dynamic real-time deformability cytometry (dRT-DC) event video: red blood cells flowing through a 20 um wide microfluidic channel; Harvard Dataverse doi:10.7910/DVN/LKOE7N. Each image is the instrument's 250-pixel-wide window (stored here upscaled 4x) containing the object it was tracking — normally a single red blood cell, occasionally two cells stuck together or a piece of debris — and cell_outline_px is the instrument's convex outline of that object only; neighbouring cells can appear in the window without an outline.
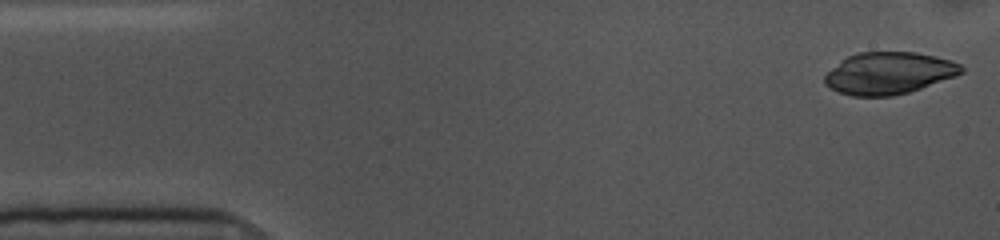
{"species": "common noctule bat (a hibernating species)", "species_latin": "Nyctalus noctula", "temperature_condition": "cold", "stored_images_in_passage": 53, "camera_frame_rate_fps": 3000, "um_per_image_px": 0.085, "animal": {"sex": "female", "body_mass_g": 10.0, "forearm_length_mm": 53.1}, "frame": {"image": 1, "passage_image": 1, "time_ms": 0.0, "image_size_px": [1000, 240], "cell_outline_px": [[964, 72], [956, 76], [908, 92], [892, 96], [852, 96], [840, 92], [824, 84], [824, 76], [840, 60], [856, 52], [916, 52], [936, 56], [952, 60], [960, 64], [964, 68]], "centroid_in_image_um": [75.56, 6.21], "position_along_channel_um": 9.4, "area_um2": 33.47}}